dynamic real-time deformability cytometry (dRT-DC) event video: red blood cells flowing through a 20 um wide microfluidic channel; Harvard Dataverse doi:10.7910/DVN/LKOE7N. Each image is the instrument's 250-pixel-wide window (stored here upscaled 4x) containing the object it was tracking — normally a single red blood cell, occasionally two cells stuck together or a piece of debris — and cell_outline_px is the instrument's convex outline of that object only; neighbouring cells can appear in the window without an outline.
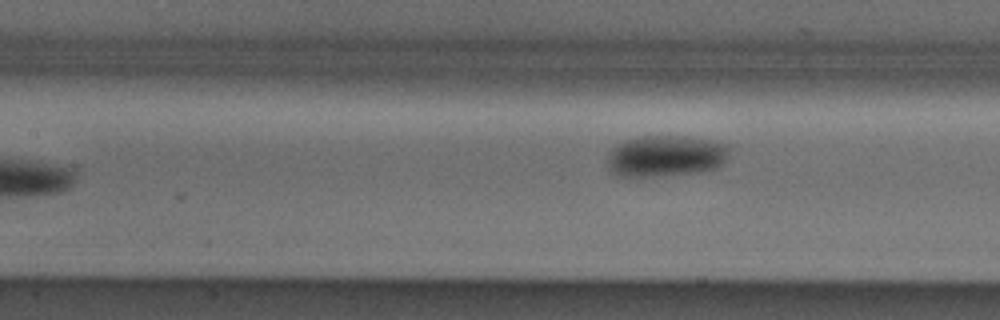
{"species": "Egyptian fruit bat (a non-hibernating species)", "species_latin": "Rousettus aegyptiacus", "temperature_condition": "cold", "stored_images_in_passage": 7, "camera_frame_rate_fps": 3000, "um_per_image_px": 0.085, "animal": {"sex": "male"}, "frame": {"image": 1, "passage_image": 7, "time_ms": 2.0, "image_size_px": [1000, 320], "cell_outline_px": [[728, 152], [724, 160], [716, 168], [700, 172], [652, 176], [616, 176], [608, 168], [608, 152], [612, 148], [628, 140], [640, 136], [684, 136], [708, 140], [728, 144]], "centroid_in_image_um": [56.56, 13.26], "position_along_channel_um": 150.8, "area_um2": 29.07}}